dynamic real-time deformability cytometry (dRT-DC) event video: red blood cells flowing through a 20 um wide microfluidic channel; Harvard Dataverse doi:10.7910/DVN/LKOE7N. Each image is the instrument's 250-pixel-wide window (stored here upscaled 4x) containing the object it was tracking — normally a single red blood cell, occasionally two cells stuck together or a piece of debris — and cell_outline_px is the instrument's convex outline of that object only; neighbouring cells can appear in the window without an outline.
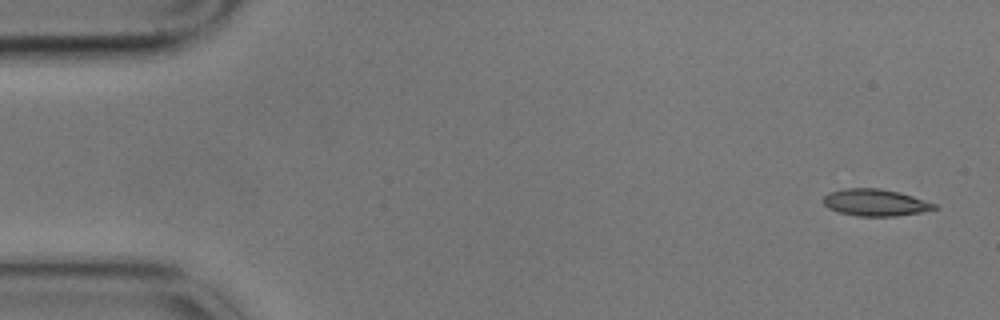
{"species": "common noctule bat (a hibernating species)", "species_latin": "Nyctalus noctula", "temperature_condition": "cold", "stored_images_in_passage": 4, "camera_frame_rate_fps": 3000, "um_per_image_px": 0.085, "animal": {"sex": "male", "body_mass_g": 17.9}, "frame": {"image": 1, "passage_image": 1, "time_ms": 0.0, "image_size_px": [1000, 320], "cell_outline_px": [[940, 208], [920, 212], [896, 216], [856, 216], [840, 212], [828, 208], [824, 204], [824, 196], [828, 192], [844, 188], [880, 188], [900, 192], [936, 204]], "centroid_in_image_um": [74.4, 17.21], "position_along_channel_um": 10.6, "area_um2": 17.4}}
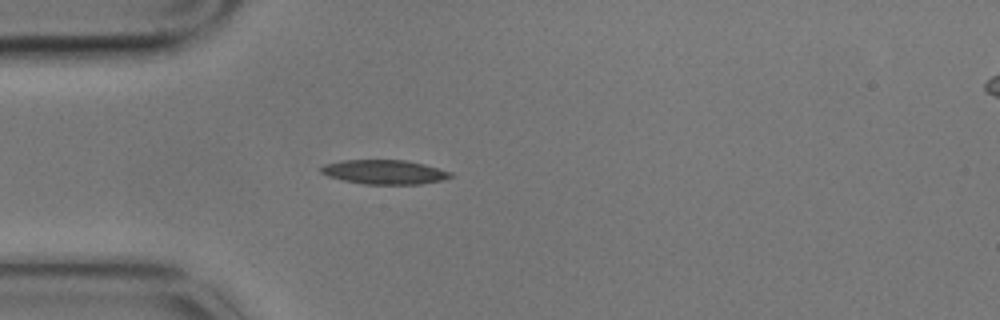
{"frame": {"image": 2, "passage_image": 4, "time_ms": 1.0, "image_size_px": [1000, 320], "cell_outline_px": [[452, 176], [440, 180], [420, 184], [364, 184], [344, 180], [328, 176], [320, 172], [320, 168], [324, 164], [344, 160], [404, 160], [424, 164], [452, 172]], "centroid_in_image_um": [32.65, 14.62], "position_along_channel_um": 52.3, "area_um2": 18.15}}